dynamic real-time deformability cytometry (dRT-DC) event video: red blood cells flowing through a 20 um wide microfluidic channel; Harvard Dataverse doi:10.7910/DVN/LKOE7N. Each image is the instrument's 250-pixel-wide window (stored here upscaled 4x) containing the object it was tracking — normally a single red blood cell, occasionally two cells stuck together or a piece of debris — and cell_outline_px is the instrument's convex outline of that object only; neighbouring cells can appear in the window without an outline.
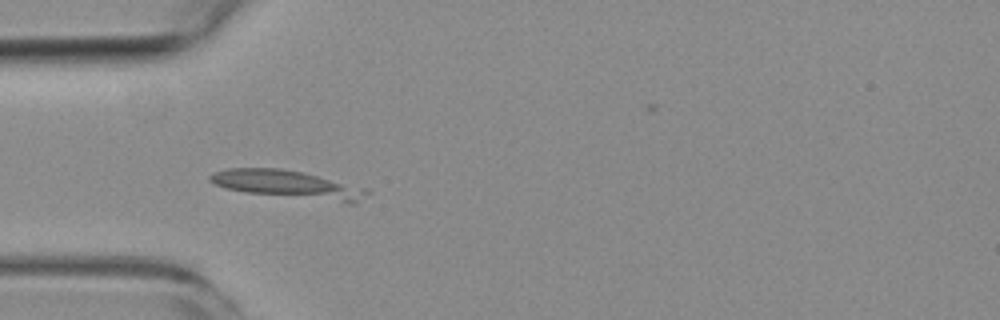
{"species": "common noctule bat (a hibernating species)", "species_latin": "Nyctalus noctula", "temperature_condition": "room temperature", "stored_images_in_passage": 2, "camera_frame_rate_fps": 3000, "um_per_image_px": 0.085, "animal": {"sex": "female", "body_mass_g": 19.3, "forearm_length_mm": 54.1}, "frame": {"image": 1, "passage_image": 1, "time_ms": 0.0, "image_size_px": [1000, 320], "cell_outline_px": [[372, 192], [356, 204], [344, 204], [248, 192], [228, 188], [216, 184], [208, 180], [208, 176], [212, 172], [228, 168], [280, 168], [304, 172], [364, 188]], "centroid_in_image_um": [24.54, 15.7], "position_along_channel_um": 60.5, "area_um2": 25.72}}